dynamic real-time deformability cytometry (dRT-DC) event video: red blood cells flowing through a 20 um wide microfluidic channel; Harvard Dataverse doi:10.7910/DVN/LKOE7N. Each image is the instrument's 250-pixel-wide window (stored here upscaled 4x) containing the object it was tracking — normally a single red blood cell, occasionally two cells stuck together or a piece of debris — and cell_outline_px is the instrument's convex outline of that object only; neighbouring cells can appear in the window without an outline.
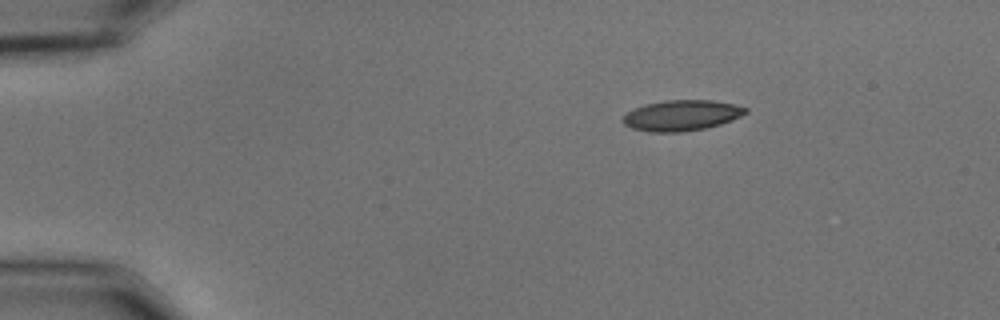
{"species": "common noctule bat (a hibernating species)", "species_latin": "Nyctalus noctula", "temperature_condition": "cold", "stored_images_in_passage": 48, "camera_frame_rate_fps": 3000, "um_per_image_px": 0.085, "animal": {"sex": "male", "body_mass_g": 15.6}, "frame": {"image": 1, "passage_image": 1, "time_ms": 0.0, "image_size_px": [1000, 320], "cell_outline_px": [[748, 112], [732, 120], [720, 124], [704, 128], [680, 132], [652, 132], [632, 128], [624, 124], [620, 120], [628, 112], [644, 104], [668, 100], [712, 100], [732, 104], [748, 108]], "centroid_in_image_um": [57.93, 9.81], "position_along_channel_um": 27.1, "area_um2": 21.73}}
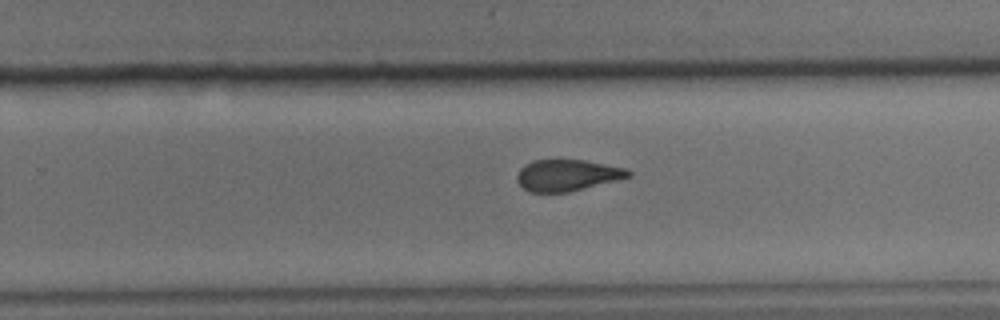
{"frame": {"image": 2, "passage_image": 28, "time_ms": 9.0, "image_size_px": [1000, 320], "cell_outline_px": [[632, 176], [568, 192], [532, 192], [524, 188], [516, 180], [516, 176], [520, 168], [524, 164], [532, 160], [584, 160], [624, 168], [632, 172]], "centroid_in_image_um": [48.18, 14.89], "position_along_channel_um": 281.6, "area_um2": 20.17}}
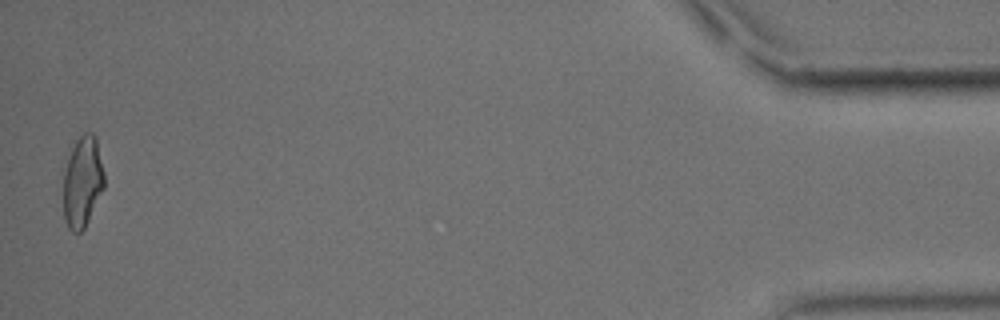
{"frame": {"image": 3, "passage_image": 47, "time_ms": 15.333, "image_size_px": [1000, 320], "cell_outline_px": [[104, 188], [84, 228], [80, 232], [72, 232], [68, 228], [64, 220], [64, 172], [68, 156], [76, 140], [84, 132], [92, 132], [96, 136], [104, 172]], "centroid_in_image_um": [7.02, 15.44], "position_along_channel_um": 428.2, "area_um2": 21.68}, "authors_computed_cell_mechanics": {"area_um2": 21.7617, "velocity_mm_per_s": 3.617, "shape_relaxation_time_tau1_ms": 8.3156, "shape_relaxation_time_tau2_ms": 2.8756, "deformation_change_tau1": 0.1968, "deformation_change_tau2": 0.094}}